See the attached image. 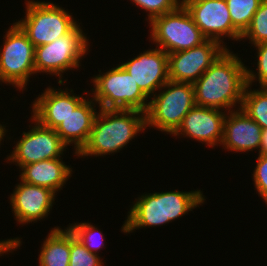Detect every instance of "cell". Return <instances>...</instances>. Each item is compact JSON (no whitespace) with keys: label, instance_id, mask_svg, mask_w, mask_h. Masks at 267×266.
<instances>
[{"label":"cell","instance_id":"cell-1","mask_svg":"<svg viewBox=\"0 0 267 266\" xmlns=\"http://www.w3.org/2000/svg\"><path fill=\"white\" fill-rule=\"evenodd\" d=\"M246 69L238 55L226 49L193 83L195 104L228 112L236 103L241 107L247 85Z\"/></svg>","mask_w":267,"mask_h":266},{"label":"cell","instance_id":"cell-2","mask_svg":"<svg viewBox=\"0 0 267 266\" xmlns=\"http://www.w3.org/2000/svg\"><path fill=\"white\" fill-rule=\"evenodd\" d=\"M136 200L121 227L124 233H131L143 227L165 225L202 205L205 197L201 190L189 192L176 190L148 193Z\"/></svg>","mask_w":267,"mask_h":266},{"label":"cell","instance_id":"cell-3","mask_svg":"<svg viewBox=\"0 0 267 266\" xmlns=\"http://www.w3.org/2000/svg\"><path fill=\"white\" fill-rule=\"evenodd\" d=\"M145 129V113L141 111L99 109L88 142L77 156L97 157L119 152Z\"/></svg>","mask_w":267,"mask_h":266},{"label":"cell","instance_id":"cell-4","mask_svg":"<svg viewBox=\"0 0 267 266\" xmlns=\"http://www.w3.org/2000/svg\"><path fill=\"white\" fill-rule=\"evenodd\" d=\"M160 90L149 101L145 113L146 128L156 127L159 131L173 134L184 116L196 105L194 86L189 82L168 80Z\"/></svg>","mask_w":267,"mask_h":266},{"label":"cell","instance_id":"cell-5","mask_svg":"<svg viewBox=\"0 0 267 266\" xmlns=\"http://www.w3.org/2000/svg\"><path fill=\"white\" fill-rule=\"evenodd\" d=\"M93 100L99 109L138 110L146 113L148 97L120 64L91 80Z\"/></svg>","mask_w":267,"mask_h":266},{"label":"cell","instance_id":"cell-6","mask_svg":"<svg viewBox=\"0 0 267 266\" xmlns=\"http://www.w3.org/2000/svg\"><path fill=\"white\" fill-rule=\"evenodd\" d=\"M26 2L25 18L15 23L35 47L50 44L78 24L68 11L56 4L38 0Z\"/></svg>","mask_w":267,"mask_h":266},{"label":"cell","instance_id":"cell-7","mask_svg":"<svg viewBox=\"0 0 267 266\" xmlns=\"http://www.w3.org/2000/svg\"><path fill=\"white\" fill-rule=\"evenodd\" d=\"M88 39L76 25L68 34L50 44L35 47V72L59 76L58 83L63 85L62 73L79 68L82 57L88 52Z\"/></svg>","mask_w":267,"mask_h":266},{"label":"cell","instance_id":"cell-8","mask_svg":"<svg viewBox=\"0 0 267 266\" xmlns=\"http://www.w3.org/2000/svg\"><path fill=\"white\" fill-rule=\"evenodd\" d=\"M149 25L151 40L167 54L188 50L207 40L183 5L155 17Z\"/></svg>","mask_w":267,"mask_h":266},{"label":"cell","instance_id":"cell-9","mask_svg":"<svg viewBox=\"0 0 267 266\" xmlns=\"http://www.w3.org/2000/svg\"><path fill=\"white\" fill-rule=\"evenodd\" d=\"M12 25L0 48V79L23 91L30 76L36 74L35 46L16 23Z\"/></svg>","mask_w":267,"mask_h":266},{"label":"cell","instance_id":"cell-10","mask_svg":"<svg viewBox=\"0 0 267 266\" xmlns=\"http://www.w3.org/2000/svg\"><path fill=\"white\" fill-rule=\"evenodd\" d=\"M31 120L35 126L28 132H23V137L16 143L12 154L7 156V161L15 162L20 169L30 163L60 158L67 147L55 129L41 125L32 116Z\"/></svg>","mask_w":267,"mask_h":266},{"label":"cell","instance_id":"cell-11","mask_svg":"<svg viewBox=\"0 0 267 266\" xmlns=\"http://www.w3.org/2000/svg\"><path fill=\"white\" fill-rule=\"evenodd\" d=\"M196 26L207 40L222 44V37L241 41L242 35L233 27L226 0H182Z\"/></svg>","mask_w":267,"mask_h":266},{"label":"cell","instance_id":"cell-12","mask_svg":"<svg viewBox=\"0 0 267 266\" xmlns=\"http://www.w3.org/2000/svg\"><path fill=\"white\" fill-rule=\"evenodd\" d=\"M214 40L188 50L168 54L169 80L194 83L226 50Z\"/></svg>","mask_w":267,"mask_h":266},{"label":"cell","instance_id":"cell-13","mask_svg":"<svg viewBox=\"0 0 267 266\" xmlns=\"http://www.w3.org/2000/svg\"><path fill=\"white\" fill-rule=\"evenodd\" d=\"M121 66L148 98L169 80L168 54L158 47L140 53Z\"/></svg>","mask_w":267,"mask_h":266},{"label":"cell","instance_id":"cell-14","mask_svg":"<svg viewBox=\"0 0 267 266\" xmlns=\"http://www.w3.org/2000/svg\"><path fill=\"white\" fill-rule=\"evenodd\" d=\"M10 195L14 217L20 224H28L48 217L56 193L47 187L21 182Z\"/></svg>","mask_w":267,"mask_h":266},{"label":"cell","instance_id":"cell-15","mask_svg":"<svg viewBox=\"0 0 267 266\" xmlns=\"http://www.w3.org/2000/svg\"><path fill=\"white\" fill-rule=\"evenodd\" d=\"M227 113L195 105L183 118L172 136H187L210 147L221 144L223 124Z\"/></svg>","mask_w":267,"mask_h":266},{"label":"cell","instance_id":"cell-16","mask_svg":"<svg viewBox=\"0 0 267 266\" xmlns=\"http://www.w3.org/2000/svg\"><path fill=\"white\" fill-rule=\"evenodd\" d=\"M47 87L44 93L33 101L32 118L41 125L56 129L66 117L85 99L81 95H74L64 90ZM72 94V95H71Z\"/></svg>","mask_w":267,"mask_h":266},{"label":"cell","instance_id":"cell-17","mask_svg":"<svg viewBox=\"0 0 267 266\" xmlns=\"http://www.w3.org/2000/svg\"><path fill=\"white\" fill-rule=\"evenodd\" d=\"M237 109L227 112L225 116L220 145H223L224 149L235 152L260 150L263 129L241 108Z\"/></svg>","mask_w":267,"mask_h":266},{"label":"cell","instance_id":"cell-18","mask_svg":"<svg viewBox=\"0 0 267 266\" xmlns=\"http://www.w3.org/2000/svg\"><path fill=\"white\" fill-rule=\"evenodd\" d=\"M91 99H84L55 129L66 146L74 144L76 156L88 142L94 119L98 113L94 108L97 103L93 98Z\"/></svg>","mask_w":267,"mask_h":266},{"label":"cell","instance_id":"cell-19","mask_svg":"<svg viewBox=\"0 0 267 266\" xmlns=\"http://www.w3.org/2000/svg\"><path fill=\"white\" fill-rule=\"evenodd\" d=\"M60 158L47 159L24 165L19 179L23 182L47 187L54 191L61 190L72 174V167L64 164Z\"/></svg>","mask_w":267,"mask_h":266},{"label":"cell","instance_id":"cell-20","mask_svg":"<svg viewBox=\"0 0 267 266\" xmlns=\"http://www.w3.org/2000/svg\"><path fill=\"white\" fill-rule=\"evenodd\" d=\"M39 254V266H69L70 230L59 226L52 228L43 242Z\"/></svg>","mask_w":267,"mask_h":266},{"label":"cell","instance_id":"cell-21","mask_svg":"<svg viewBox=\"0 0 267 266\" xmlns=\"http://www.w3.org/2000/svg\"><path fill=\"white\" fill-rule=\"evenodd\" d=\"M250 88V85H246L240 108L265 130L267 129V87H260L261 89L257 90Z\"/></svg>","mask_w":267,"mask_h":266},{"label":"cell","instance_id":"cell-22","mask_svg":"<svg viewBox=\"0 0 267 266\" xmlns=\"http://www.w3.org/2000/svg\"><path fill=\"white\" fill-rule=\"evenodd\" d=\"M263 0H226L233 27L243 35Z\"/></svg>","mask_w":267,"mask_h":266},{"label":"cell","instance_id":"cell-23","mask_svg":"<svg viewBox=\"0 0 267 266\" xmlns=\"http://www.w3.org/2000/svg\"><path fill=\"white\" fill-rule=\"evenodd\" d=\"M68 228L75 238L78 239L89 252L98 254V250L105 247L103 243V234L97 229L98 227L90 224L89 222L70 224Z\"/></svg>","mask_w":267,"mask_h":266},{"label":"cell","instance_id":"cell-24","mask_svg":"<svg viewBox=\"0 0 267 266\" xmlns=\"http://www.w3.org/2000/svg\"><path fill=\"white\" fill-rule=\"evenodd\" d=\"M246 38L252 45L267 42V0L260 3L249 28L242 35L241 40Z\"/></svg>","mask_w":267,"mask_h":266},{"label":"cell","instance_id":"cell-25","mask_svg":"<svg viewBox=\"0 0 267 266\" xmlns=\"http://www.w3.org/2000/svg\"><path fill=\"white\" fill-rule=\"evenodd\" d=\"M100 256L89 252L70 231V260L69 266H103Z\"/></svg>","mask_w":267,"mask_h":266},{"label":"cell","instance_id":"cell-26","mask_svg":"<svg viewBox=\"0 0 267 266\" xmlns=\"http://www.w3.org/2000/svg\"><path fill=\"white\" fill-rule=\"evenodd\" d=\"M132 2L146 12H149V22L155 17L175 11L182 5L181 0H132Z\"/></svg>","mask_w":267,"mask_h":266},{"label":"cell","instance_id":"cell-27","mask_svg":"<svg viewBox=\"0 0 267 266\" xmlns=\"http://www.w3.org/2000/svg\"><path fill=\"white\" fill-rule=\"evenodd\" d=\"M257 49V70L255 74L252 70L246 69L247 85H252L258 79L260 87H267V42L254 45ZM258 74V75H257ZM257 75V76H256Z\"/></svg>","mask_w":267,"mask_h":266},{"label":"cell","instance_id":"cell-28","mask_svg":"<svg viewBox=\"0 0 267 266\" xmlns=\"http://www.w3.org/2000/svg\"><path fill=\"white\" fill-rule=\"evenodd\" d=\"M257 164L253 171V181L258 195L267 204V155L258 154Z\"/></svg>","mask_w":267,"mask_h":266},{"label":"cell","instance_id":"cell-29","mask_svg":"<svg viewBox=\"0 0 267 266\" xmlns=\"http://www.w3.org/2000/svg\"><path fill=\"white\" fill-rule=\"evenodd\" d=\"M21 241L20 238H10L8 240H2L0 241V256H2L4 253L12 252L13 250L20 247ZM2 254V255H1Z\"/></svg>","mask_w":267,"mask_h":266},{"label":"cell","instance_id":"cell-30","mask_svg":"<svg viewBox=\"0 0 267 266\" xmlns=\"http://www.w3.org/2000/svg\"><path fill=\"white\" fill-rule=\"evenodd\" d=\"M258 154L267 155V129L262 130V138L260 143V150Z\"/></svg>","mask_w":267,"mask_h":266},{"label":"cell","instance_id":"cell-31","mask_svg":"<svg viewBox=\"0 0 267 266\" xmlns=\"http://www.w3.org/2000/svg\"><path fill=\"white\" fill-rule=\"evenodd\" d=\"M6 128L4 125L0 124V144H1V141L4 140V136L6 135Z\"/></svg>","mask_w":267,"mask_h":266}]
</instances>
